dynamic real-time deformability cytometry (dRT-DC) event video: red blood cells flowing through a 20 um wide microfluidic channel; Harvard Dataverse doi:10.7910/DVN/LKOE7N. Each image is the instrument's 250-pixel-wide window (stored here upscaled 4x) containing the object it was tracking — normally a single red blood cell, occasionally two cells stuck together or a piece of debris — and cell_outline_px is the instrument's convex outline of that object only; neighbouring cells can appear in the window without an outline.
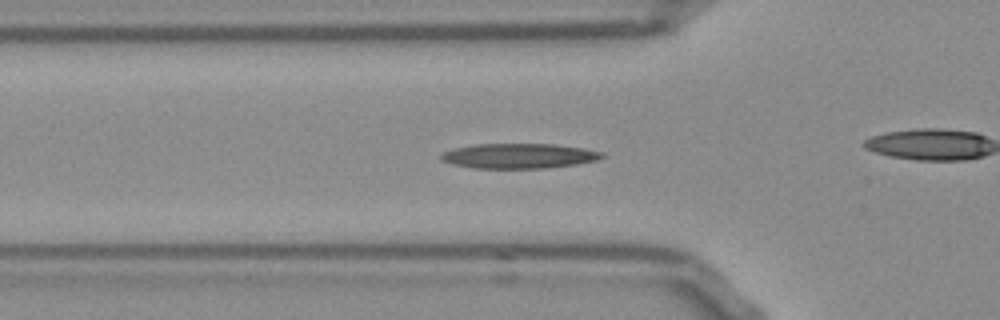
{"species": "Egyptian fruit bat (a non-hibernating species)", "species_latin": "Rousettus aegyptiacus", "temperature_condition": "room temperature", "stored_images_in_passage": 52, "camera_frame_rate_fps": 3000, "um_per_image_px": 0.085, "frame": {"image": 1, "passage_image": 16, "time_ms": 5.0, "image_size_px": [1000, 320], "cell_outline_px": [[604, 156], [596, 160], [576, 164], [544, 168], [472, 168], [452, 164], [440, 160], [440, 156], [444, 152], [456, 148], [476, 144], [552, 144], [584, 148], [604, 152]], "centroid_in_image_um": [44.11, 13.25], "position_along_channel_um": 81.7, "area_um2": 23.29}}